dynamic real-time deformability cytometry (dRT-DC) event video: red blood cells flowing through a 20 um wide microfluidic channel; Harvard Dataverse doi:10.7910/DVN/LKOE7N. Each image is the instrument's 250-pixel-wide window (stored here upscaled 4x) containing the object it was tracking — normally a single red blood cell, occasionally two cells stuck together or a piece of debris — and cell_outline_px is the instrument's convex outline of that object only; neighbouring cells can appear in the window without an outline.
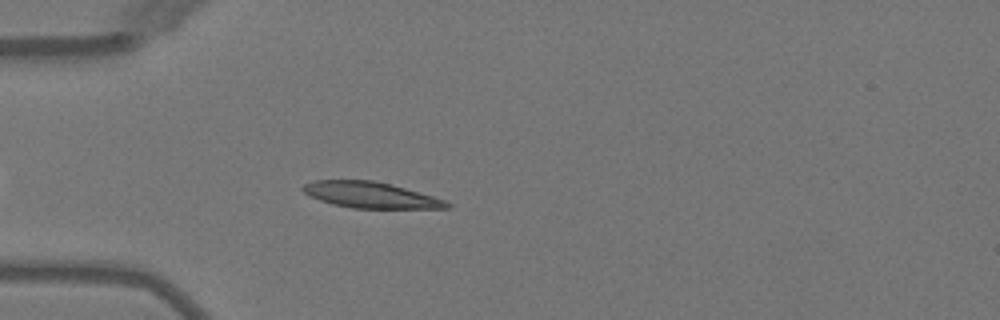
{"species": "Egyptian fruit bat (a non-hibernating species)", "species_latin": "Rousettus aegyptiacus", "temperature_condition": "warm", "stored_images_in_passage": 2, "camera_frame_rate_fps": 3000, "um_per_image_px": 0.085, "animal": {"sex": "female"}, "frame": {"image": 1, "passage_image": 2, "time_ms": 1.333, "image_size_px": [1000, 320], "cell_outline_px": [[452, 204], [448, 208], [352, 208], [332, 204], [308, 196], [300, 188], [304, 184], [316, 180], [372, 180], [404, 188], [448, 200]], "centroid_in_image_um": [31.49, 16.58], "position_along_channel_um": 53.5, "area_um2": 21.73}}